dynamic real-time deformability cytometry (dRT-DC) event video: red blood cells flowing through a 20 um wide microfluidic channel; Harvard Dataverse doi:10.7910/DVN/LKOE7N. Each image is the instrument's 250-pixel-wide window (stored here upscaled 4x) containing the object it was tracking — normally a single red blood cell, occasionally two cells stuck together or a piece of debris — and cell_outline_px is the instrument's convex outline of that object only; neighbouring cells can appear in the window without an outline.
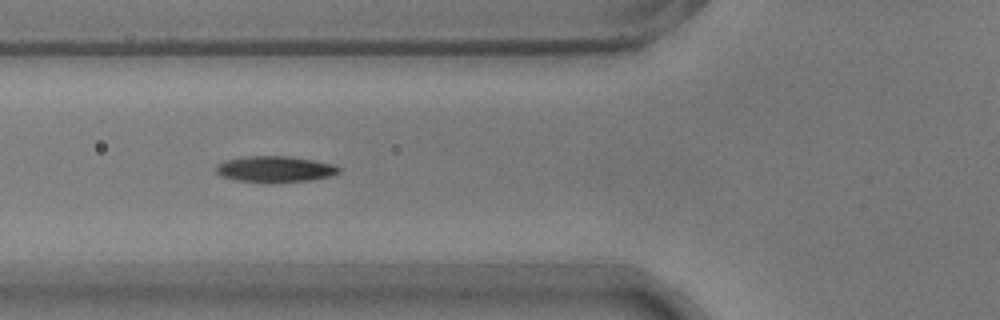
{"species": "common noctule bat (a hibernating species)", "species_latin": "Nyctalus noctula", "temperature_condition": "warm", "stored_images_in_passage": 43, "segment_of_instrument_passage": [1, 2], "camera_frame_rate_fps": 3000, "um_per_image_px": 0.085, "animal": {"sex": "male", "body_mass_g": 17.9}, "frame": {"image": 1, "passage_image": 8, "time_ms": 2.333, "image_size_px": [1000, 320], "cell_outline_px": [[340, 172], [328, 176], [308, 180], [240, 180], [220, 176], [216, 172], [216, 168], [224, 160], [248, 156], [288, 156], [316, 160], [332, 164], [340, 168]], "centroid_in_image_um": [23.38, 14.33], "position_along_channel_um": 102.4, "area_um2": 17.74}}
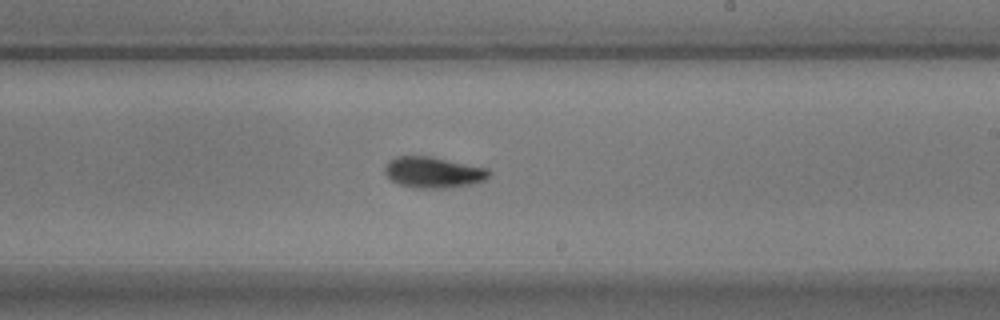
{"frame": {"image": 2, "passage_image": 20, "time_ms": 6.333, "image_size_px": [1000, 320], "cell_outline_px": [[492, 172], [484, 180], [468, 184], [444, 188], [412, 188], [400, 184], [392, 180], [384, 172], [384, 168], [388, 160], [396, 156], [428, 156], [488, 168]], "centroid_in_image_um": [36.8, 14.64], "position_along_channel_um": 252.2, "area_um2": 18.67}}
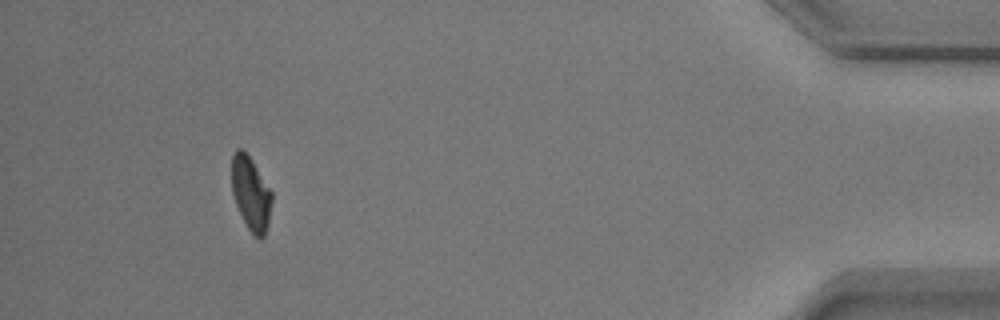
{"frame": {"image": 3, "passage_image": 38, "time_ms": 12.333, "image_size_px": [1000, 320], "cell_outline_px": [[272, 200], [268, 220], [264, 236], [260, 240], [248, 228], [236, 204], [232, 192], [232, 156], [236, 148], [240, 148], [252, 160], [272, 192]], "centroid_in_image_um": [21.32, 16.42], "position_along_channel_um": 413.9, "area_um2": 16.82}}